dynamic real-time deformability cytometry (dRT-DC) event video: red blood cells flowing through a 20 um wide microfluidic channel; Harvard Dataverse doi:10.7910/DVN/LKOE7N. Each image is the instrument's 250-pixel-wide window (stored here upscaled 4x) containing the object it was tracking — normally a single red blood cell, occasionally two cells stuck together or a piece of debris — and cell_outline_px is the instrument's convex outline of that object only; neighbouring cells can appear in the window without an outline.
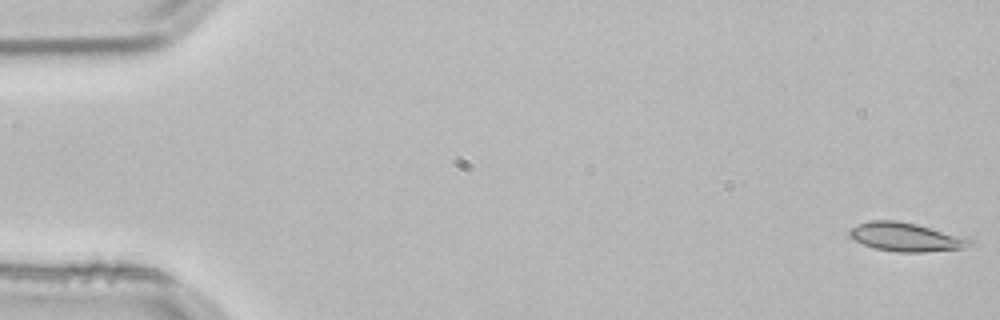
{"species": "common noctule bat (a hibernating species)", "species_latin": "Nyctalus noctula", "temperature_condition": "room temperature", "stored_images_in_passage": 53, "camera_frame_rate_fps": 3000, "um_per_image_px": 0.085, "animal": {"sex": "male", "body_mass_g": 21.5, "forearm_length_mm": 52.0}, "frame": {"image": 1, "passage_image": 1, "time_ms": 0.0, "image_size_px": [1000, 320], "cell_outline_px": [[976, 240], [972, 244], [964, 248], [924, 252], [896, 252], [872, 248], [856, 240], [848, 232], [856, 224], [868, 220], [896, 220], [916, 224], [968, 236]], "centroid_in_image_um": [77.09, 20.14], "position_along_channel_um": 7.9, "area_um2": 20.46}}
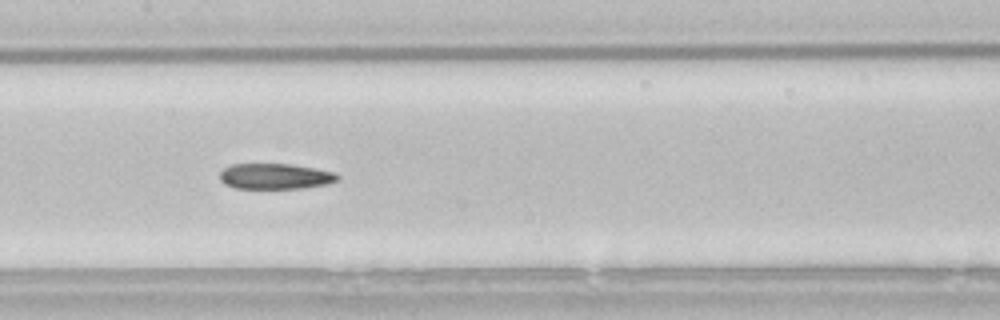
{"frame": {"image": 2, "passage_image": 26, "time_ms": 8.333, "image_size_px": [1000, 320], "cell_outline_px": [[340, 180], [328, 184], [304, 188], [236, 188], [224, 184], [220, 180], [220, 172], [224, 168], [232, 164], [292, 164], [332, 172], [340, 176]], "centroid_in_image_um": [23.39, 14.99], "position_along_channel_um": 184.0, "area_um2": 17.57}}
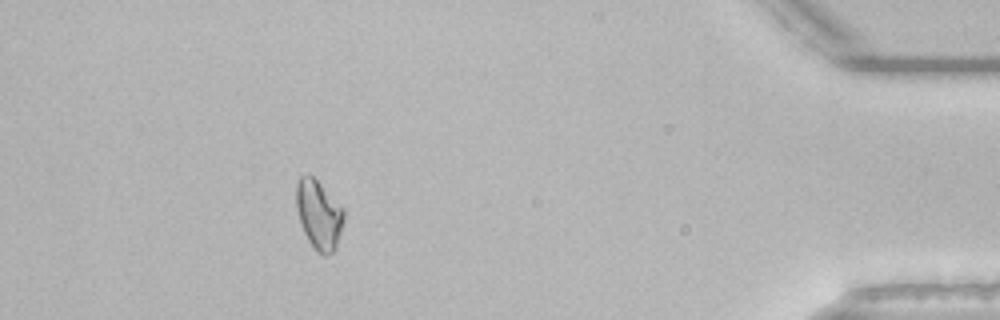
{"frame": {"image": 3, "passage_image": 48, "time_ms": 15.667, "image_size_px": [1000, 320], "cell_outline_px": [[344, 220], [336, 248], [328, 256], [324, 256], [316, 252], [312, 248], [304, 232], [296, 208], [296, 184], [300, 176], [308, 172], [344, 208]], "centroid_in_image_um": [27.1, 18.26], "position_along_channel_um": 408.1, "area_um2": 19.31}}